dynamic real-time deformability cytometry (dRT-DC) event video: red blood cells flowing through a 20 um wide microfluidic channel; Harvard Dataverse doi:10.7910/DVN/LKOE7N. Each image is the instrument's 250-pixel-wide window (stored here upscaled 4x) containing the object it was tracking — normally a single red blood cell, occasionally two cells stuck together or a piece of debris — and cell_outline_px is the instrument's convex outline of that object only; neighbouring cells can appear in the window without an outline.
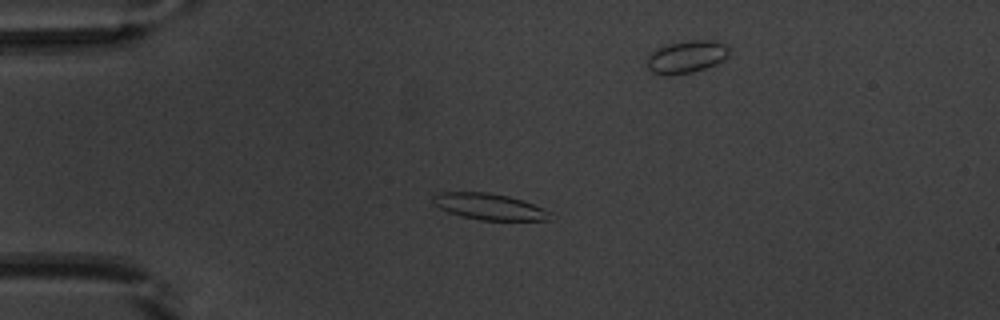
{"species": "common noctule bat (a hibernating species)", "species_latin": "Nyctalus noctula", "temperature_condition": "warm", "stored_images_in_passage": 41, "camera_frame_rate_fps": 3000, "um_per_image_px": 0.085, "animal": {"sex": "male", "body_mass_g": 20.1, "forearm_length_mm": 53.5}, "frame": {"image": 1, "passage_image": 1, "time_ms": 0.0, "image_size_px": [1000, 320], "cell_outline_px": [[552, 220], [480, 220], [460, 216], [448, 212], [440, 208], [432, 200], [432, 196], [440, 192], [488, 192], [508, 196], [524, 200], [548, 212]], "centroid_in_image_um": [41.55, 17.56], "position_along_channel_um": 43.5, "area_um2": 17.74}}
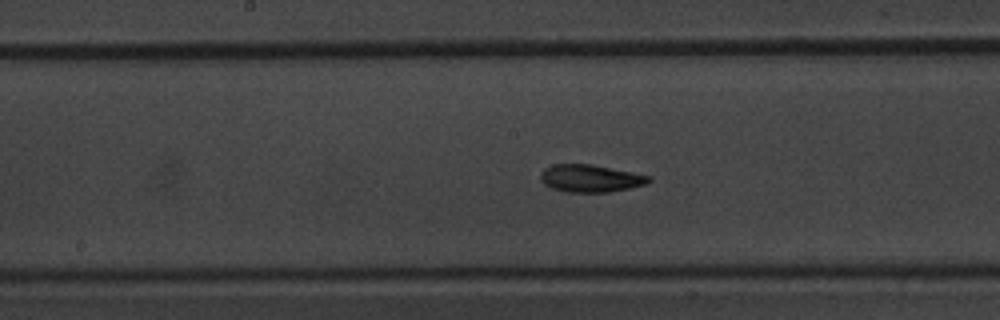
{"frame": {"image": 2, "passage_image": 15, "time_ms": 4.667, "image_size_px": [1000, 320], "cell_outline_px": [[652, 180], [648, 184], [608, 192], [564, 192], [552, 188], [544, 184], [540, 180], [540, 172], [544, 168], [552, 164], [592, 164], [652, 176]], "centroid_in_image_um": [50.18, 15.15], "position_along_channel_um": 198.0, "area_um2": 17.51}}
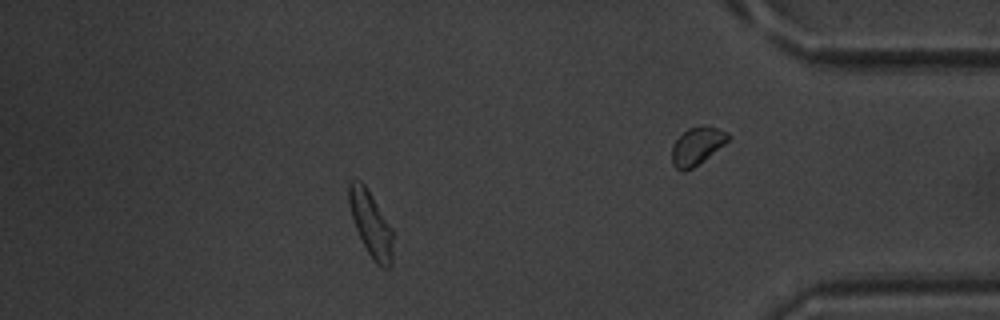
{"frame": {"image": 3, "passage_image": 34, "time_ms": 11.0, "image_size_px": [1000, 320], "cell_outline_px": [[392, 268], [384, 268], [376, 264], [368, 252], [356, 228], [352, 216], [348, 200], [348, 184], [352, 176], [360, 180], [364, 184], [372, 196], [392, 228]], "centroid_in_image_um": [31.51, 19.0], "position_along_channel_um": 403.7, "area_um2": 16.65}, "authors_computed_cell_mechanics": {"area_um2": 17.2244, "velocity_mm_per_s": 3.8748, "shape_relaxation_time_tau1_ms": 4.1543, "shape_relaxation_time_tau2_ms": 3.7801, "deformation_change_tau1": 0.1356, "deformation_change_tau2": 0.108}}